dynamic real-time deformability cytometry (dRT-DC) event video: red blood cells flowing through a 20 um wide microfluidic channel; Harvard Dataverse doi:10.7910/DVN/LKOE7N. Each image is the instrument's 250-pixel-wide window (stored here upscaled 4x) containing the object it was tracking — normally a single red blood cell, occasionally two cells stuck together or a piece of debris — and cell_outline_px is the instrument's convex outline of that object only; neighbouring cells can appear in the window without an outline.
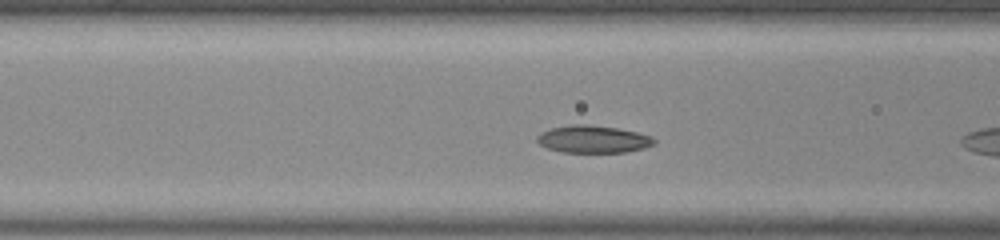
{"species": "common noctule bat (a hibernating species)", "species_latin": "Nyctalus noctula", "temperature_condition": "room temperature", "stored_images_in_passage": 10, "camera_frame_rate_fps": 3000, "um_per_image_px": 0.085, "animal": {"sex": "male", "body_mass_g": 20.0, "forearm_length_mm": 53.3}, "frame": {"image": 1, "passage_image": 9, "time_ms": 2.667, "image_size_px": [1000, 240], "cell_outline_px": [[656, 144], [644, 148], [628, 152], [560, 152], [548, 148], [540, 144], [536, 140], [536, 136], [552, 128], [576, 124], [588, 124], [616, 128], [636, 132], [652, 136], [656, 140]], "centroid_in_image_um": [50.46, 11.84], "position_along_channel_um": 116.1, "area_um2": 18.61}}